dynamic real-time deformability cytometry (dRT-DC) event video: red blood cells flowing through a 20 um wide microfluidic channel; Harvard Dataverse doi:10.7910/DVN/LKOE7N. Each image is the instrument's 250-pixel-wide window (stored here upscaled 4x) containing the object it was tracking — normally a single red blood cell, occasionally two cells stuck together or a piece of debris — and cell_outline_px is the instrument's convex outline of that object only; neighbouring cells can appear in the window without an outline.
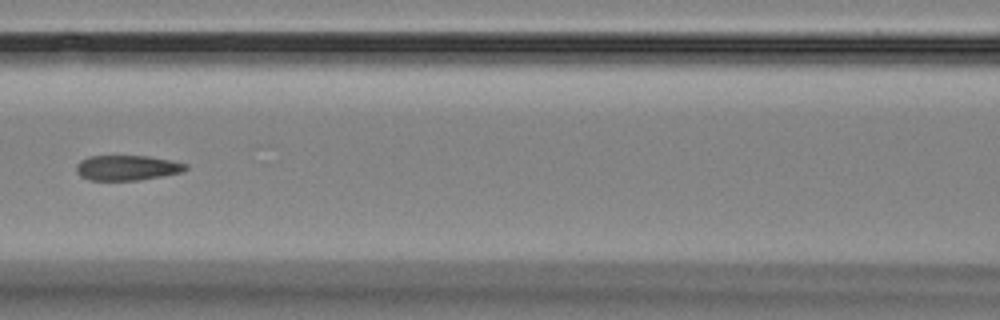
{"species": "Egyptian fruit bat (a non-hibernating species)", "species_latin": "Rousettus aegyptiacus", "temperature_condition": "room temperature", "stored_images_in_passage": 15, "camera_frame_rate_fps": 3000, "um_per_image_px": 0.085, "animal": {"sex": "female"}, "frame": {"image": 1, "passage_image": 7, "time_ms": 7.0, "image_size_px": [1000, 320], "cell_outline_px": [[188, 168], [180, 172], [140, 180], [88, 180], [80, 176], [76, 172], [76, 164], [80, 160], [88, 156], [148, 156], [172, 160], [188, 164]], "centroid_in_image_um": [10.77, 14.25], "position_along_channel_um": 155.8, "area_um2": 16.07}}
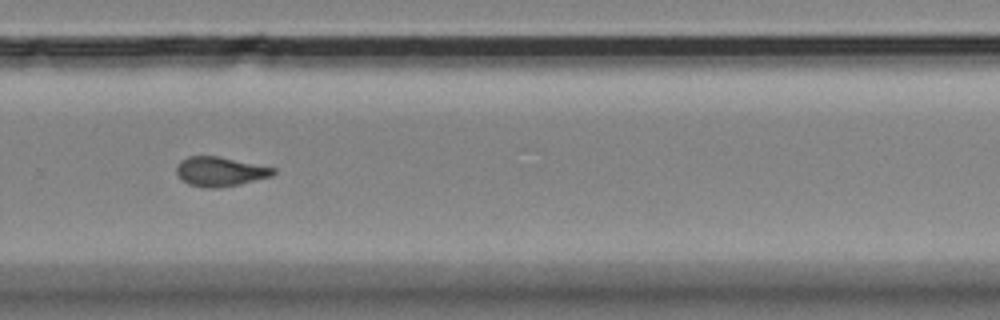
{"frame": {"image": 2, "passage_image": 11, "time_ms": 11.333, "image_size_px": [1000, 320], "cell_outline_px": [[276, 172], [272, 176], [240, 184], [220, 188], [208, 188], [188, 184], [176, 172], [176, 168], [180, 160], [188, 156], [216, 156], [276, 168]], "centroid_in_image_um": [18.72, 14.58], "position_along_channel_um": 311.1, "area_um2": 16.47}}
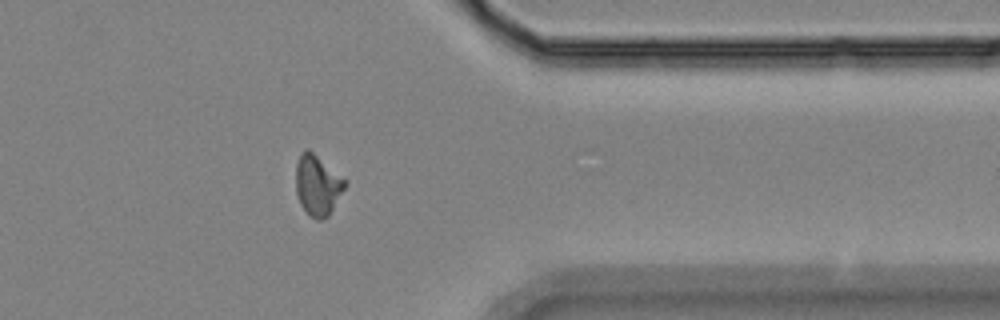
{"frame": {"image": 3, "passage_image": 13, "time_ms": 13.667, "image_size_px": [1000, 320], "cell_outline_px": [[348, 180], [344, 188], [328, 216], [320, 220], [316, 220], [300, 204], [296, 192], [296, 164], [300, 152], [308, 148]], "centroid_in_image_um": [26.99, 15.69], "position_along_channel_um": 384.4, "area_um2": 17.22}}